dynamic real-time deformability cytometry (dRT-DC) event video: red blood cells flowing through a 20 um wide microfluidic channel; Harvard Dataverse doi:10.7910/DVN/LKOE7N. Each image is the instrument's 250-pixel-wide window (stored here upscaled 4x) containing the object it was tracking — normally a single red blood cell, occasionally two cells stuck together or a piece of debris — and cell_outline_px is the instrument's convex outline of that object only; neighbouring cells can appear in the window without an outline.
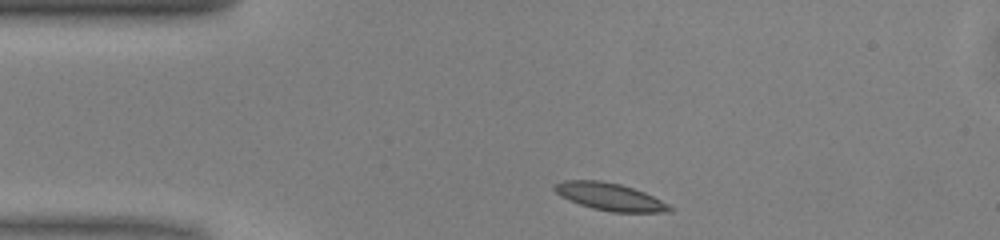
{"species": "common noctule bat (a hibernating species)", "species_latin": "Nyctalus noctula", "temperature_condition": "warm", "stored_images_in_passage": 41, "camera_frame_rate_fps": 3000, "um_per_image_px": 0.085, "animal": {"sex": "male", "body_mass_g": 13.0, "forearm_length_mm": 53.1}, "frame": {"image": 1, "passage_image": 1, "time_ms": 0.0, "image_size_px": [1000, 240], "cell_outline_px": [[676, 208], [672, 212], [612, 212], [592, 208], [580, 204], [560, 196], [552, 188], [552, 184], [564, 180], [600, 180], [620, 184], [644, 192]], "centroid_in_image_um": [51.83, 16.72], "position_along_channel_um": 33.2, "area_um2": 18.44}}
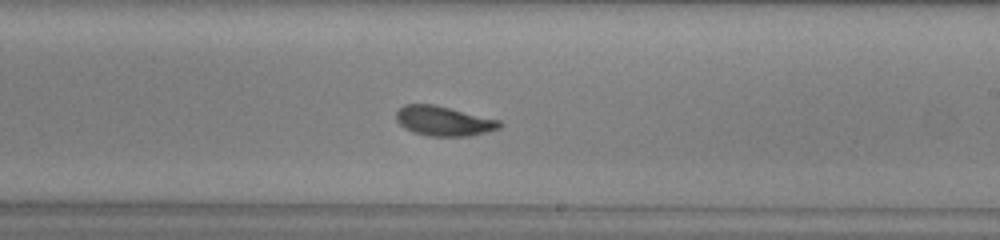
{"frame": {"image": 2, "passage_image": 20, "time_ms": 6.333, "image_size_px": [1000, 240], "cell_outline_px": [[504, 124], [500, 128], [472, 136], [428, 136], [412, 132], [404, 128], [396, 120], [396, 112], [404, 104], [432, 104], [500, 120]], "centroid_in_image_um": [37.71, 10.3], "position_along_channel_um": 251.3, "area_um2": 17.92}}
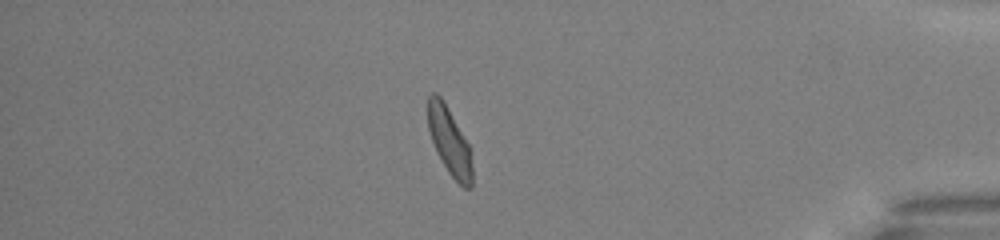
{"frame": {"image": 3, "passage_image": 34, "time_ms": 11.0, "image_size_px": [1000, 240], "cell_outline_px": [[472, 188], [464, 188], [448, 172], [432, 140], [428, 128], [428, 96], [432, 92], [436, 92], [440, 96], [472, 148]], "centroid_in_image_um": [38.24, 12.01], "position_along_channel_um": 397.0, "area_um2": 17.28}, "authors_computed_cell_mechanics": {"area_um2": 17.8024, "velocity_mm_per_s": 4.0277, "shape_relaxation_time_tau1_ms": 3.3745, "shape_relaxation_time_tau2_ms": 1.7874, "deformation_change_tau1": 0.1214, "deformation_change_tau2": 0.073}}